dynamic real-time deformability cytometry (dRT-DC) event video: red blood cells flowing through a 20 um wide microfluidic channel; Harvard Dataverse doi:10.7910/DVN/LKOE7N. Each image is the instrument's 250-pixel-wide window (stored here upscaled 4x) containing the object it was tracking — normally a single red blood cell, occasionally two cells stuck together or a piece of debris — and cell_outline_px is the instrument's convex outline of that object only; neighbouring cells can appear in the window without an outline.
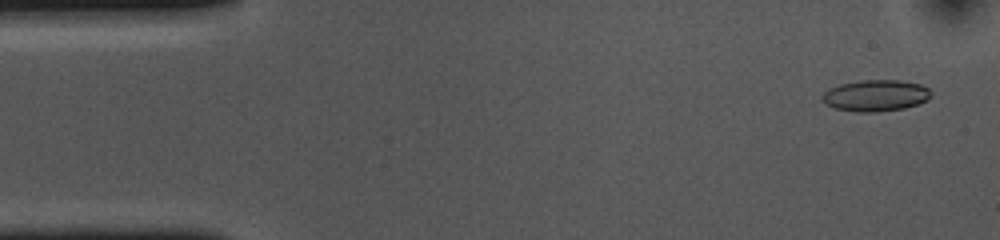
{"species": "common noctule bat (a hibernating species)", "species_latin": "Nyctalus noctula", "temperature_condition": "cold", "stored_images_in_passage": 54, "camera_frame_rate_fps": 3000, "um_per_image_px": 0.085, "animal": {"sex": "female", "body_mass_g": 10.0, "forearm_length_mm": 53.1}, "frame": {"image": 1, "passage_image": 3, "time_ms": 0.667, "image_size_px": [1000, 240], "cell_outline_px": [[932, 96], [928, 100], [904, 108], [876, 112], [856, 112], [836, 108], [824, 104], [820, 100], [820, 96], [828, 88], [840, 84], [860, 80], [900, 80], [920, 84], [928, 88], [932, 92]], "centroid_in_image_um": [74.4, 8.12], "position_along_channel_um": 10.6, "area_um2": 20.17}}
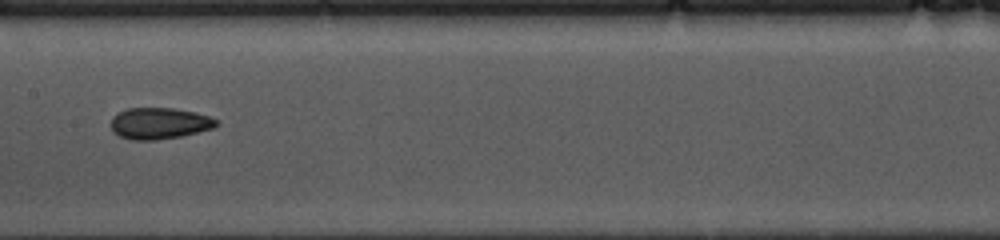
{"frame": {"image": 2, "passage_image": 26, "time_ms": 8.333, "image_size_px": [1000, 240], "cell_outline_px": [[220, 124], [216, 128], [180, 136], [156, 140], [132, 140], [120, 136], [112, 132], [108, 124], [112, 116], [128, 108], [172, 108], [196, 112], [208, 116], [216, 120]], "centroid_in_image_um": [13.52, 10.49], "position_along_channel_um": 193.9, "area_um2": 19.54}}
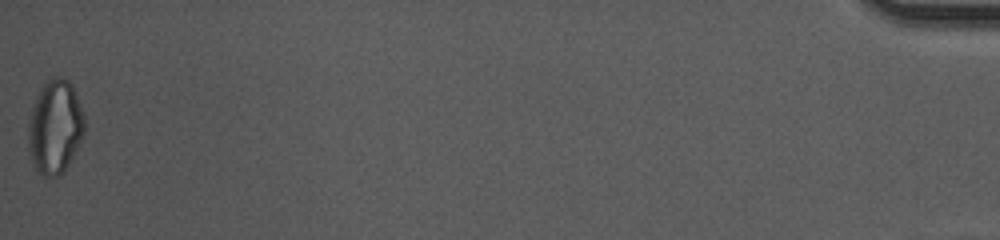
{"frame": {"image": 3, "passage_image": 54, "time_ms": 17.667, "image_size_px": [1000, 240], "cell_outline_px": [[84, 136], [64, 172], [56, 176], [44, 176], [36, 172], [32, 164], [28, 152], [28, 120], [36, 96], [40, 88], [52, 76], [60, 76], [68, 80], [72, 84], [76, 92], [84, 116]], "centroid_in_image_um": [4.66, 10.8], "position_along_channel_um": 430.5, "area_um2": 31.21}, "authors_computed_cell_mechanics": {"area_um2": 19.8254, "velocity_mm_per_s": 3.6613, "shape_relaxation_time_tau1_ms": null, "shape_relaxation_time_tau2_ms": 3.8913, "deformation_change_tau1": null, "deformation_change_tau2": 0.0929}}